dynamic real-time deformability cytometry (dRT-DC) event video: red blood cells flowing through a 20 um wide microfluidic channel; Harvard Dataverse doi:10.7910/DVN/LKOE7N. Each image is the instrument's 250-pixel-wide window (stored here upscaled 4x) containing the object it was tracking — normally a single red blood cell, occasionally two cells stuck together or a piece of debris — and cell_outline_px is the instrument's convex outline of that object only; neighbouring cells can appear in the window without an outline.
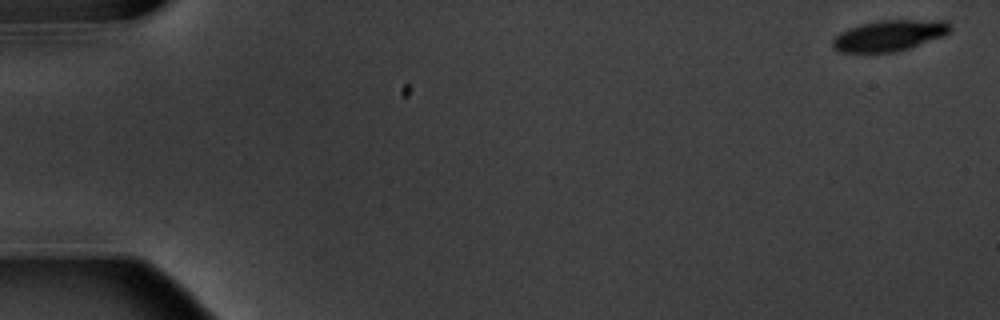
{"species": "common noctule bat (a hibernating species)", "species_latin": "Nyctalus noctula", "temperature_condition": "warm", "stored_images_in_passage": 4, "segment_of_instrument_passage": [2, 2], "camera_frame_rate_fps": 3000, "um_per_image_px": 0.085, "animal": {"sex": "male", "body_mass_g": 20.1, "forearm_length_mm": 53.5}, "frame": {"image": 1, "passage_image": 4, "time_ms": 3.667, "image_size_px": [1000, 320], "cell_outline_px": [[952, 28], [944, 36], [908, 48], [892, 52], [840, 52], [832, 48], [832, 40], [840, 32], [848, 28], [860, 24], [880, 20], [948, 20], [952, 24]], "centroid_in_image_um": [75.6, 3.01], "position_along_channel_um": 9.4, "area_um2": 21.27}}